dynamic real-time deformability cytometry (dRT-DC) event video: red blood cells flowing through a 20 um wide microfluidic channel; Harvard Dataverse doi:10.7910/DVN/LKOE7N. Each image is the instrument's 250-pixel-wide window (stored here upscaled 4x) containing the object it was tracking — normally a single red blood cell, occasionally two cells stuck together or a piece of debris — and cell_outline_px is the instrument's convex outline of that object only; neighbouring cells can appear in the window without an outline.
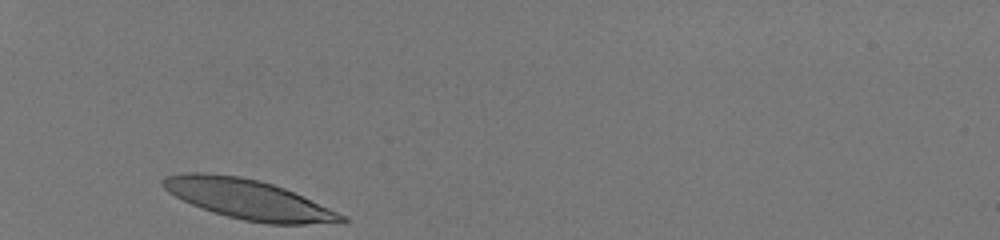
{"species": "human", "species_latin": "Homo sapiens", "temperature_condition": "room temperature", "stored_images_in_passage": 29, "camera_frame_rate_fps": 3000, "um_per_image_px": 0.085, "donor": {"sex": "male"}, "frame": {"image": 1, "passage_image": 1, "time_ms": 0.0, "image_size_px": [1000, 240], "cell_outline_px": [[348, 220], [304, 224], [268, 224], [244, 220], [212, 212], [192, 204], [168, 192], [160, 184], [160, 180], [164, 176], [188, 172], [208, 172], [240, 176], [260, 180], [284, 188], [328, 208], [344, 216]], "centroid_in_image_um": [20.99, 16.91], "position_along_channel_um": 64.0, "area_um2": 40.75}}
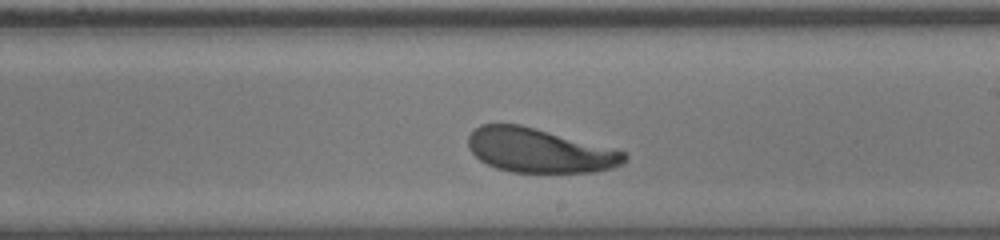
{"frame": {"image": 2, "passage_image": 17, "time_ms": 5.333, "image_size_px": [1000, 240], "cell_outline_px": [[628, 160], [624, 164], [612, 168], [596, 172], [512, 172], [496, 168], [480, 160], [468, 148], [468, 136], [480, 124], [520, 124], [536, 128], [624, 152], [628, 156]], "centroid_in_image_um": [45.83, 12.8], "position_along_channel_um": 243.2, "area_um2": 39.94}}
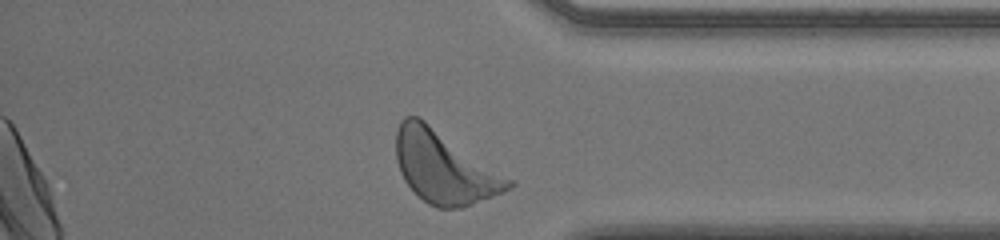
{"frame": {"image": 3, "passage_image": 29, "time_ms": 9.333, "image_size_px": [1000, 240], "cell_outline_px": [[516, 184], [512, 188], [504, 192], [472, 204], [460, 208], [436, 208], [428, 204], [416, 196], [404, 180], [400, 172], [396, 160], [396, 132], [400, 120], [404, 116], [420, 116], [516, 180]], "centroid_in_image_um": [37.8, 14.2], "position_along_channel_um": 397.4, "area_um2": 48.38}, "authors_computed_cell_mechanics": {"area_um2": 41.5582, "velocity_mm_per_s": 3.9355, "shape_relaxation_time_tau1_ms": 1.9327, "shape_relaxation_time_tau2_ms": 4.4021, "deformation_change_tau1": 0.1199, "deformation_change_tau2": 0.1487}}